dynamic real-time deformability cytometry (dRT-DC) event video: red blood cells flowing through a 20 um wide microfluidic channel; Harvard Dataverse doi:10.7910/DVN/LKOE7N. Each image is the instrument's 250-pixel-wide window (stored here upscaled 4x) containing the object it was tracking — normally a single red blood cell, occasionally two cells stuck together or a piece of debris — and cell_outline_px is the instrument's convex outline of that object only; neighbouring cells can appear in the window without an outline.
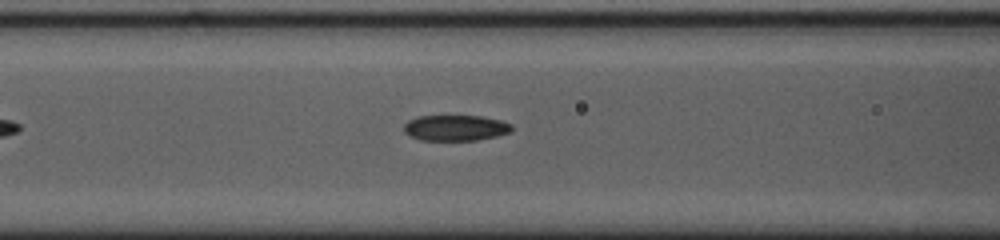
{"species": "common noctule bat (a hibernating species)", "species_latin": "Nyctalus noctula", "temperature_condition": "cold", "stored_images_in_passage": 13, "camera_frame_rate_fps": 3000, "um_per_image_px": 0.085, "animal": {"sex": "female", "body_mass_g": 23.0, "forearm_length_mm": 53.4}, "frame": {"image": 1, "passage_image": 8, "time_ms": 2.333, "image_size_px": [1000, 240], "cell_outline_px": [[512, 132], [496, 136], [476, 140], [420, 140], [408, 136], [404, 132], [404, 124], [408, 120], [416, 116], [480, 116], [500, 120], [512, 124]], "centroid_in_image_um": [38.69, 10.87], "position_along_channel_um": 127.9, "area_um2": 16.3}}
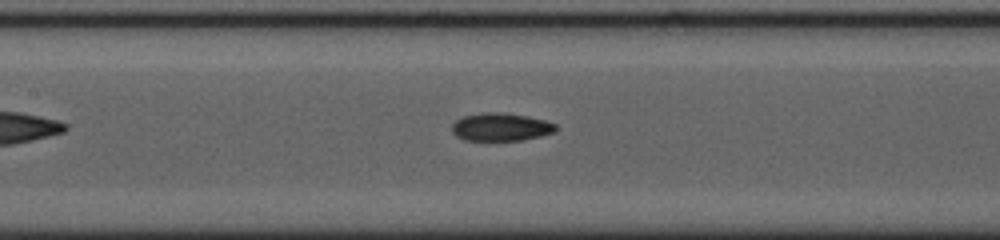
{"frame": {"image": 2, "passage_image": 11, "time_ms": 3.333, "image_size_px": [1000, 240], "cell_outline_px": [[556, 132], [540, 136], [520, 140], [464, 140], [456, 136], [452, 132], [452, 124], [456, 120], [464, 116], [480, 112], [504, 112], [528, 116], [544, 120], [556, 124]], "centroid_in_image_um": [42.56, 10.78], "position_along_channel_um": 164.8, "area_um2": 16.99}}